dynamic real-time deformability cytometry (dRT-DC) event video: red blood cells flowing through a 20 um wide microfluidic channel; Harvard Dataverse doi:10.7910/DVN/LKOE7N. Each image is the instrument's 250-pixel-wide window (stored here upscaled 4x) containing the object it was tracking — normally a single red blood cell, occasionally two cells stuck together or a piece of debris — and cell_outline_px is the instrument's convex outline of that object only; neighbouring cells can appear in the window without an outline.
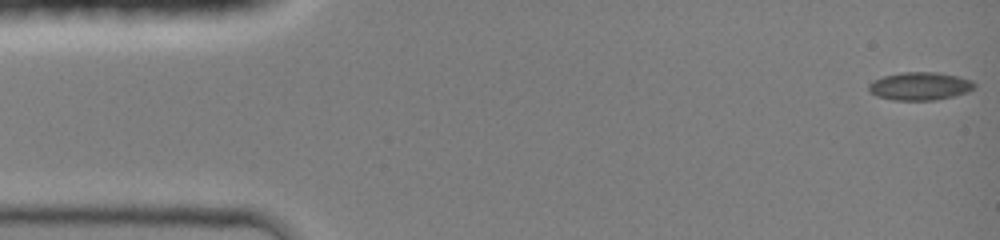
{"species": "common noctule bat (a hibernating species)", "species_latin": "Nyctalus noctula", "temperature_condition": "room temperature", "stored_images_in_passage": 46, "camera_frame_rate_fps": 3000, "um_per_image_px": 0.085, "animal": {"sex": "female", "body_mass_g": 19.0, "forearm_length_mm": 51.5}, "frame": {"image": 1, "passage_image": 1, "time_ms": 0.0, "image_size_px": [1000, 240], "cell_outline_px": [[976, 88], [968, 92], [936, 100], [892, 100], [876, 96], [868, 92], [868, 84], [872, 80], [884, 76], [900, 72], [936, 72], [956, 76], [972, 80], [976, 84]], "centroid_in_image_um": [78.17, 7.32], "position_along_channel_um": 6.8, "area_um2": 17.46}}
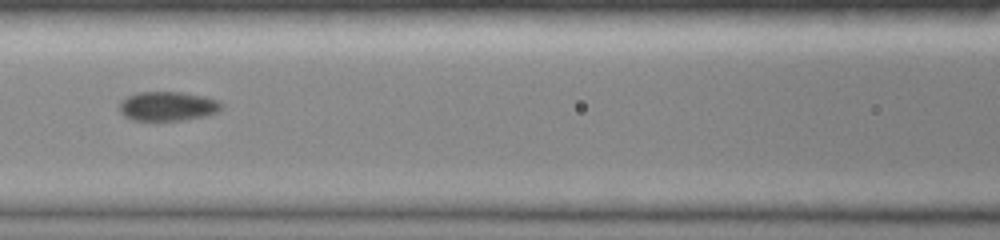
{"frame": {"image": 2, "passage_image": 20, "time_ms": 6.333, "image_size_px": [1000, 240], "cell_outline_px": [[224, 104], [216, 112], [204, 116], [184, 120], [156, 124], [132, 120], [124, 116], [120, 112], [120, 100], [136, 92], [180, 92], [204, 96], [216, 100]], "centroid_in_image_um": [14.18, 9.08], "position_along_channel_um": 152.4, "area_um2": 18.09}}
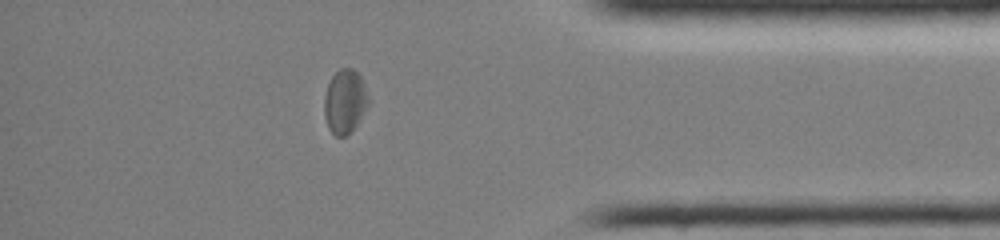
{"frame": {"image": 3, "passage_image": 39, "time_ms": 12.667, "image_size_px": [1000, 240], "cell_outline_px": [[368, 104], [356, 124], [344, 136], [336, 136], [328, 128], [324, 116], [324, 96], [328, 84], [332, 76], [340, 68], [352, 68], [360, 76], [364, 84], [368, 96]], "centroid_in_image_um": [29.29, 8.6], "position_along_channel_um": 405.9, "area_um2": 16.13}, "authors_computed_cell_mechanics": {"area_um2": 16.9643, "velocity_mm_per_s": 4.2182, "shape_relaxation_time_tau1_ms": 10.9713, "shape_relaxation_time_tau2_ms": 3.517, "deformation_change_tau1": 0.1611, "deformation_change_tau2": 0.0662}}